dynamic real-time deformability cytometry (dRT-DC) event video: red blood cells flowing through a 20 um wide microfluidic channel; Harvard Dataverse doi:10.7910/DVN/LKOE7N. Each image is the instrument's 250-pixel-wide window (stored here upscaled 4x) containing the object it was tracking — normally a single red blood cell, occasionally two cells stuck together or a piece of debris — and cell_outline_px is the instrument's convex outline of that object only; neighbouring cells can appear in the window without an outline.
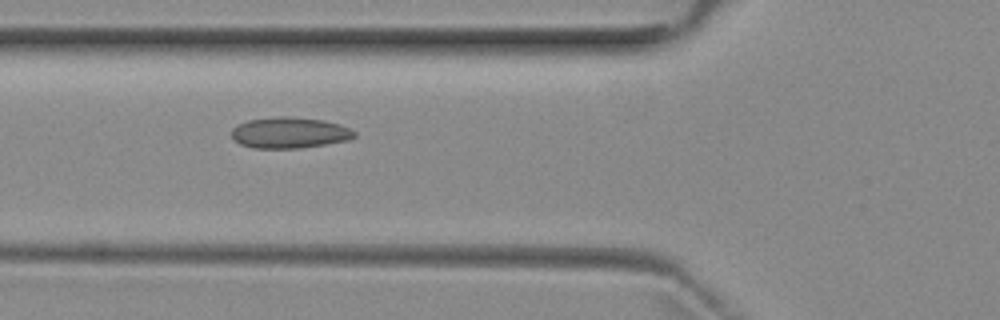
{"species": "common noctule bat (a hibernating species)", "species_latin": "Nyctalus noctula", "temperature_condition": "room temperature", "stored_images_in_passage": 8, "camera_frame_rate_fps": 3000, "um_per_image_px": 0.085, "animal": {"sex": "female", "body_mass_g": 29.2, "forearm_length_mm": 56.3}, "frame": {"image": 1, "passage_image": 6, "time_ms": 6.0, "image_size_px": [1000, 320], "cell_outline_px": [[356, 136], [348, 140], [300, 148], [252, 148], [240, 144], [232, 140], [232, 128], [236, 124], [248, 120], [272, 116], [288, 116], [324, 120], [340, 124], [356, 132]], "centroid_in_image_um": [24.57, 11.27], "position_along_channel_um": 101.2, "area_um2": 22.43}}
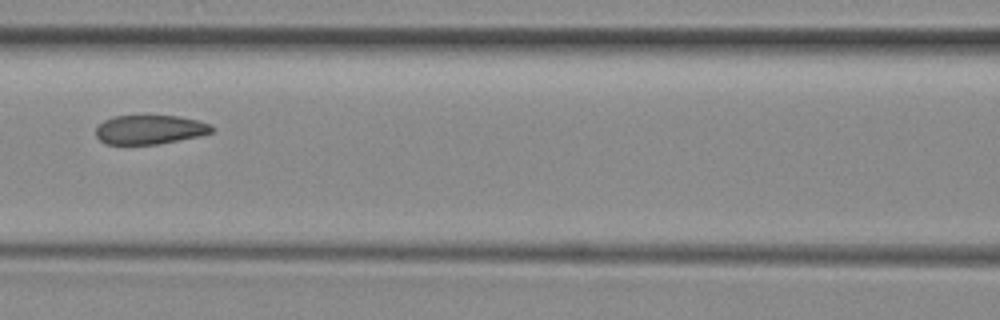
{"frame": {"image": 2, "passage_image": 7, "time_ms": 7.333, "image_size_px": [1000, 320], "cell_outline_px": [[216, 128], [212, 132], [200, 136], [156, 144], [104, 144], [96, 136], [96, 128], [104, 120], [112, 116], [180, 116], [196, 120], [208, 124]], "centroid_in_image_um": [12.72, 11.02], "position_along_channel_um": 153.9, "area_um2": 19.59}}
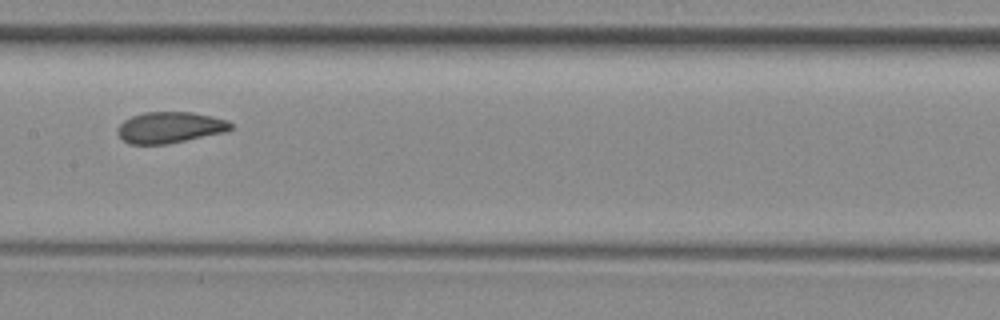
{"frame": {"image": 3, "passage_image": 8, "time_ms": 8.333, "image_size_px": [1000, 320], "cell_outline_px": [[232, 128], [228, 132], [168, 144], [128, 144], [120, 136], [120, 124], [124, 120], [132, 116], [144, 112], [192, 112], [212, 116], [228, 120], [232, 124]], "centroid_in_image_um": [14.51, 10.83], "position_along_channel_um": 192.9, "area_um2": 20.58}}